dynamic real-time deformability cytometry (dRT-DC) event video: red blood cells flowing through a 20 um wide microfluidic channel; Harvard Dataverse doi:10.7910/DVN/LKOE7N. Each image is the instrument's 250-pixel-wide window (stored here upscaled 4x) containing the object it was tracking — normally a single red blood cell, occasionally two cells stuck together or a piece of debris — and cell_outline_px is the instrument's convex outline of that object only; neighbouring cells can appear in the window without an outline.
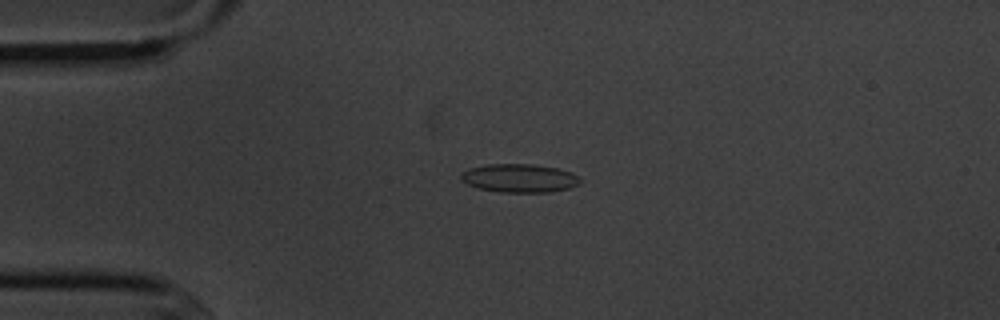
{"species": "common noctule bat (a hibernating species)", "species_latin": "Nyctalus noctula", "temperature_condition": "cold", "stored_images_in_passage": 5, "camera_frame_rate_fps": 3000, "um_per_image_px": 0.085, "animal": {"sex": "male", "body_mass_g": 20.1, "forearm_length_mm": 53.5}, "frame": {"image": 1, "passage_image": 4, "time_ms": 3.667, "image_size_px": [1000, 320], "cell_outline_px": [[580, 180], [572, 188], [552, 192], [500, 192], [476, 188], [460, 180], [460, 176], [468, 168], [488, 164], [532, 164], [556, 168], [572, 172]], "centroid_in_image_um": [44.12, 15.15], "position_along_channel_um": 40.9, "area_um2": 19.77}}